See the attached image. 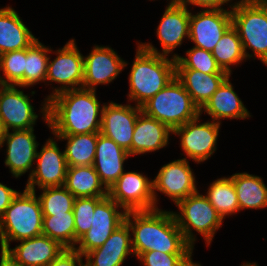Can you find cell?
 Here are the masks:
<instances>
[{
	"label": "cell",
	"mask_w": 267,
	"mask_h": 266,
	"mask_svg": "<svg viewBox=\"0 0 267 266\" xmlns=\"http://www.w3.org/2000/svg\"><path fill=\"white\" fill-rule=\"evenodd\" d=\"M172 133L167 125L141 112L135 123L131 156L152 153L166 147Z\"/></svg>",
	"instance_id": "cb8c5ba5"
},
{
	"label": "cell",
	"mask_w": 267,
	"mask_h": 266,
	"mask_svg": "<svg viewBox=\"0 0 267 266\" xmlns=\"http://www.w3.org/2000/svg\"><path fill=\"white\" fill-rule=\"evenodd\" d=\"M4 130H3V127L0 123V149H1V146H2V140H3V136H4Z\"/></svg>",
	"instance_id": "ee69618b"
},
{
	"label": "cell",
	"mask_w": 267,
	"mask_h": 266,
	"mask_svg": "<svg viewBox=\"0 0 267 266\" xmlns=\"http://www.w3.org/2000/svg\"><path fill=\"white\" fill-rule=\"evenodd\" d=\"M227 73L206 74L193 69H176V78L183 84L194 104L201 109L212 97Z\"/></svg>",
	"instance_id": "484cf974"
},
{
	"label": "cell",
	"mask_w": 267,
	"mask_h": 266,
	"mask_svg": "<svg viewBox=\"0 0 267 266\" xmlns=\"http://www.w3.org/2000/svg\"><path fill=\"white\" fill-rule=\"evenodd\" d=\"M203 112L208 114L211 120L218 123H221L222 119H246L252 116L234 91L230 75L200 109V115Z\"/></svg>",
	"instance_id": "603a6c76"
},
{
	"label": "cell",
	"mask_w": 267,
	"mask_h": 266,
	"mask_svg": "<svg viewBox=\"0 0 267 266\" xmlns=\"http://www.w3.org/2000/svg\"><path fill=\"white\" fill-rule=\"evenodd\" d=\"M103 197L76 198L73 207L75 219V247L78 239L92 227V219L96 204Z\"/></svg>",
	"instance_id": "8d00e7d4"
},
{
	"label": "cell",
	"mask_w": 267,
	"mask_h": 266,
	"mask_svg": "<svg viewBox=\"0 0 267 266\" xmlns=\"http://www.w3.org/2000/svg\"><path fill=\"white\" fill-rule=\"evenodd\" d=\"M232 0H184L181 4L188 8L189 5L202 7L206 9H225L223 5L230 3Z\"/></svg>",
	"instance_id": "ab89813d"
},
{
	"label": "cell",
	"mask_w": 267,
	"mask_h": 266,
	"mask_svg": "<svg viewBox=\"0 0 267 266\" xmlns=\"http://www.w3.org/2000/svg\"><path fill=\"white\" fill-rule=\"evenodd\" d=\"M43 212L36 192H18L0 217V249L6 251L10 242L42 235Z\"/></svg>",
	"instance_id": "277c9868"
},
{
	"label": "cell",
	"mask_w": 267,
	"mask_h": 266,
	"mask_svg": "<svg viewBox=\"0 0 267 266\" xmlns=\"http://www.w3.org/2000/svg\"><path fill=\"white\" fill-rule=\"evenodd\" d=\"M51 52V47H46L38 39L25 49L24 88L45 82Z\"/></svg>",
	"instance_id": "1f68e13d"
},
{
	"label": "cell",
	"mask_w": 267,
	"mask_h": 266,
	"mask_svg": "<svg viewBox=\"0 0 267 266\" xmlns=\"http://www.w3.org/2000/svg\"><path fill=\"white\" fill-rule=\"evenodd\" d=\"M4 143L7 147L4 163L6 167H9L12 176L18 178L30 170V177L39 146L34 128L4 132L1 148L4 147Z\"/></svg>",
	"instance_id": "d6986e66"
},
{
	"label": "cell",
	"mask_w": 267,
	"mask_h": 266,
	"mask_svg": "<svg viewBox=\"0 0 267 266\" xmlns=\"http://www.w3.org/2000/svg\"><path fill=\"white\" fill-rule=\"evenodd\" d=\"M152 182L155 209H159L156 191L165 194L175 204L199 191L194 172L185 158L163 165Z\"/></svg>",
	"instance_id": "7c38bea8"
},
{
	"label": "cell",
	"mask_w": 267,
	"mask_h": 266,
	"mask_svg": "<svg viewBox=\"0 0 267 266\" xmlns=\"http://www.w3.org/2000/svg\"><path fill=\"white\" fill-rule=\"evenodd\" d=\"M56 142L53 137L49 138L42 145L40 152L37 150L35 159L37 164L28 177L26 189L35 192V186L42 189L65 184L68 165L64 151L59 149Z\"/></svg>",
	"instance_id": "4fadbf2b"
},
{
	"label": "cell",
	"mask_w": 267,
	"mask_h": 266,
	"mask_svg": "<svg viewBox=\"0 0 267 266\" xmlns=\"http://www.w3.org/2000/svg\"><path fill=\"white\" fill-rule=\"evenodd\" d=\"M42 103V118L53 135L100 133L104 103L98 101L96 90H65Z\"/></svg>",
	"instance_id": "6da1fadb"
},
{
	"label": "cell",
	"mask_w": 267,
	"mask_h": 266,
	"mask_svg": "<svg viewBox=\"0 0 267 266\" xmlns=\"http://www.w3.org/2000/svg\"><path fill=\"white\" fill-rule=\"evenodd\" d=\"M240 266H258L257 265V263L255 262H253V263H249V262H246V263H243L242 265H240Z\"/></svg>",
	"instance_id": "f6af8a7d"
},
{
	"label": "cell",
	"mask_w": 267,
	"mask_h": 266,
	"mask_svg": "<svg viewBox=\"0 0 267 266\" xmlns=\"http://www.w3.org/2000/svg\"><path fill=\"white\" fill-rule=\"evenodd\" d=\"M218 66L228 75H232L231 65H239L247 58L237 30L231 26L216 43L212 51Z\"/></svg>",
	"instance_id": "f546056e"
},
{
	"label": "cell",
	"mask_w": 267,
	"mask_h": 266,
	"mask_svg": "<svg viewBox=\"0 0 267 266\" xmlns=\"http://www.w3.org/2000/svg\"><path fill=\"white\" fill-rule=\"evenodd\" d=\"M141 107L116 102L104 103L100 133L114 140L131 155L132 137Z\"/></svg>",
	"instance_id": "e0dca14e"
},
{
	"label": "cell",
	"mask_w": 267,
	"mask_h": 266,
	"mask_svg": "<svg viewBox=\"0 0 267 266\" xmlns=\"http://www.w3.org/2000/svg\"><path fill=\"white\" fill-rule=\"evenodd\" d=\"M119 56L112 47L95 45L84 57L82 88L96 90L99 84L113 82L128 64Z\"/></svg>",
	"instance_id": "ac0fdd59"
},
{
	"label": "cell",
	"mask_w": 267,
	"mask_h": 266,
	"mask_svg": "<svg viewBox=\"0 0 267 266\" xmlns=\"http://www.w3.org/2000/svg\"><path fill=\"white\" fill-rule=\"evenodd\" d=\"M108 196L126 212L155 209L153 182L140 172L124 171L109 188Z\"/></svg>",
	"instance_id": "30bf717a"
},
{
	"label": "cell",
	"mask_w": 267,
	"mask_h": 266,
	"mask_svg": "<svg viewBox=\"0 0 267 266\" xmlns=\"http://www.w3.org/2000/svg\"><path fill=\"white\" fill-rule=\"evenodd\" d=\"M267 7V0H260Z\"/></svg>",
	"instance_id": "7dc6e473"
},
{
	"label": "cell",
	"mask_w": 267,
	"mask_h": 266,
	"mask_svg": "<svg viewBox=\"0 0 267 266\" xmlns=\"http://www.w3.org/2000/svg\"><path fill=\"white\" fill-rule=\"evenodd\" d=\"M151 1V0H150ZM153 1V0H152ZM168 1V0H167ZM184 0H171L169 3L181 4Z\"/></svg>",
	"instance_id": "bcb514c9"
},
{
	"label": "cell",
	"mask_w": 267,
	"mask_h": 266,
	"mask_svg": "<svg viewBox=\"0 0 267 266\" xmlns=\"http://www.w3.org/2000/svg\"><path fill=\"white\" fill-rule=\"evenodd\" d=\"M65 249L58 241L42 234L21 240L5 252L21 266H47Z\"/></svg>",
	"instance_id": "7402d4cb"
},
{
	"label": "cell",
	"mask_w": 267,
	"mask_h": 266,
	"mask_svg": "<svg viewBox=\"0 0 267 266\" xmlns=\"http://www.w3.org/2000/svg\"><path fill=\"white\" fill-rule=\"evenodd\" d=\"M187 255L148 251L142 253L137 259L143 263V266H178Z\"/></svg>",
	"instance_id": "74e56055"
},
{
	"label": "cell",
	"mask_w": 267,
	"mask_h": 266,
	"mask_svg": "<svg viewBox=\"0 0 267 266\" xmlns=\"http://www.w3.org/2000/svg\"><path fill=\"white\" fill-rule=\"evenodd\" d=\"M142 112L167 125L172 131L200 115V109L176 76L141 106Z\"/></svg>",
	"instance_id": "8992f818"
},
{
	"label": "cell",
	"mask_w": 267,
	"mask_h": 266,
	"mask_svg": "<svg viewBox=\"0 0 267 266\" xmlns=\"http://www.w3.org/2000/svg\"><path fill=\"white\" fill-rule=\"evenodd\" d=\"M229 177L233 181L240 211L267 207V186L260 176L243 172Z\"/></svg>",
	"instance_id": "83f0119b"
},
{
	"label": "cell",
	"mask_w": 267,
	"mask_h": 266,
	"mask_svg": "<svg viewBox=\"0 0 267 266\" xmlns=\"http://www.w3.org/2000/svg\"><path fill=\"white\" fill-rule=\"evenodd\" d=\"M185 55L187 57L179 56V54L175 53L172 55L176 59V69H193L206 74L226 73L218 66L210 51L193 46V48L186 51Z\"/></svg>",
	"instance_id": "e575fe53"
},
{
	"label": "cell",
	"mask_w": 267,
	"mask_h": 266,
	"mask_svg": "<svg viewBox=\"0 0 267 266\" xmlns=\"http://www.w3.org/2000/svg\"><path fill=\"white\" fill-rule=\"evenodd\" d=\"M54 54L57 56L51 62V55L48 58L45 82H55L61 86L52 88L54 90L46 97L47 100L62 91L82 88L84 80V56L79 51L75 39L66 42Z\"/></svg>",
	"instance_id": "ba28073f"
},
{
	"label": "cell",
	"mask_w": 267,
	"mask_h": 266,
	"mask_svg": "<svg viewBox=\"0 0 267 266\" xmlns=\"http://www.w3.org/2000/svg\"><path fill=\"white\" fill-rule=\"evenodd\" d=\"M37 39L15 9L0 8V55L26 49Z\"/></svg>",
	"instance_id": "d4e9b609"
},
{
	"label": "cell",
	"mask_w": 267,
	"mask_h": 266,
	"mask_svg": "<svg viewBox=\"0 0 267 266\" xmlns=\"http://www.w3.org/2000/svg\"><path fill=\"white\" fill-rule=\"evenodd\" d=\"M83 257L74 248H66L47 266H84Z\"/></svg>",
	"instance_id": "f35d334b"
},
{
	"label": "cell",
	"mask_w": 267,
	"mask_h": 266,
	"mask_svg": "<svg viewBox=\"0 0 267 266\" xmlns=\"http://www.w3.org/2000/svg\"><path fill=\"white\" fill-rule=\"evenodd\" d=\"M131 237V230L124 222L101 247L84 255V266H122L129 255H134Z\"/></svg>",
	"instance_id": "ffe728a7"
},
{
	"label": "cell",
	"mask_w": 267,
	"mask_h": 266,
	"mask_svg": "<svg viewBox=\"0 0 267 266\" xmlns=\"http://www.w3.org/2000/svg\"><path fill=\"white\" fill-rule=\"evenodd\" d=\"M129 73L128 103L141 107L176 76V59L155 54L139 44Z\"/></svg>",
	"instance_id": "3957f363"
},
{
	"label": "cell",
	"mask_w": 267,
	"mask_h": 266,
	"mask_svg": "<svg viewBox=\"0 0 267 266\" xmlns=\"http://www.w3.org/2000/svg\"><path fill=\"white\" fill-rule=\"evenodd\" d=\"M58 141L66 140L64 150L68 167L93 165L98 133L54 135Z\"/></svg>",
	"instance_id": "f1b7e54d"
},
{
	"label": "cell",
	"mask_w": 267,
	"mask_h": 266,
	"mask_svg": "<svg viewBox=\"0 0 267 266\" xmlns=\"http://www.w3.org/2000/svg\"><path fill=\"white\" fill-rule=\"evenodd\" d=\"M130 156L114 140L98 133L93 167L107 190L123 174V164Z\"/></svg>",
	"instance_id": "44dd1931"
},
{
	"label": "cell",
	"mask_w": 267,
	"mask_h": 266,
	"mask_svg": "<svg viewBox=\"0 0 267 266\" xmlns=\"http://www.w3.org/2000/svg\"><path fill=\"white\" fill-rule=\"evenodd\" d=\"M64 186L75 198L108 195L93 165L68 167Z\"/></svg>",
	"instance_id": "4316f807"
},
{
	"label": "cell",
	"mask_w": 267,
	"mask_h": 266,
	"mask_svg": "<svg viewBox=\"0 0 267 266\" xmlns=\"http://www.w3.org/2000/svg\"><path fill=\"white\" fill-rule=\"evenodd\" d=\"M119 209H122L119 211ZM126 211L108 195L97 204L92 219V227L81 236L74 249L82 256L101 247L110 235L125 222ZM78 246V247H77Z\"/></svg>",
	"instance_id": "8fae6325"
},
{
	"label": "cell",
	"mask_w": 267,
	"mask_h": 266,
	"mask_svg": "<svg viewBox=\"0 0 267 266\" xmlns=\"http://www.w3.org/2000/svg\"><path fill=\"white\" fill-rule=\"evenodd\" d=\"M25 49L0 55V85L24 88ZM3 76V77H2Z\"/></svg>",
	"instance_id": "d590c367"
},
{
	"label": "cell",
	"mask_w": 267,
	"mask_h": 266,
	"mask_svg": "<svg viewBox=\"0 0 267 266\" xmlns=\"http://www.w3.org/2000/svg\"><path fill=\"white\" fill-rule=\"evenodd\" d=\"M125 222L131 230L135 257L148 251L189 254L193 247L184 239L172 211H128Z\"/></svg>",
	"instance_id": "7a4b0ae2"
},
{
	"label": "cell",
	"mask_w": 267,
	"mask_h": 266,
	"mask_svg": "<svg viewBox=\"0 0 267 266\" xmlns=\"http://www.w3.org/2000/svg\"><path fill=\"white\" fill-rule=\"evenodd\" d=\"M0 266H21L12 257H10L5 251H0Z\"/></svg>",
	"instance_id": "b9f144b4"
},
{
	"label": "cell",
	"mask_w": 267,
	"mask_h": 266,
	"mask_svg": "<svg viewBox=\"0 0 267 266\" xmlns=\"http://www.w3.org/2000/svg\"><path fill=\"white\" fill-rule=\"evenodd\" d=\"M208 187L205 196L223 219L240 211L237 194L230 177L216 179Z\"/></svg>",
	"instance_id": "4dcf8cb0"
},
{
	"label": "cell",
	"mask_w": 267,
	"mask_h": 266,
	"mask_svg": "<svg viewBox=\"0 0 267 266\" xmlns=\"http://www.w3.org/2000/svg\"><path fill=\"white\" fill-rule=\"evenodd\" d=\"M200 116L173 130V134L180 137L183 153L195 163L208 160L216 151L217 139L221 123L213 120L199 122Z\"/></svg>",
	"instance_id": "9c48e42d"
},
{
	"label": "cell",
	"mask_w": 267,
	"mask_h": 266,
	"mask_svg": "<svg viewBox=\"0 0 267 266\" xmlns=\"http://www.w3.org/2000/svg\"><path fill=\"white\" fill-rule=\"evenodd\" d=\"M18 192L0 182V217L4 214L6 208L11 204Z\"/></svg>",
	"instance_id": "60d3db41"
},
{
	"label": "cell",
	"mask_w": 267,
	"mask_h": 266,
	"mask_svg": "<svg viewBox=\"0 0 267 266\" xmlns=\"http://www.w3.org/2000/svg\"><path fill=\"white\" fill-rule=\"evenodd\" d=\"M179 212H173L184 239L194 248L196 236L192 230L202 235L207 246L213 241L216 231L221 228L223 218L208 198L198 191L179 201Z\"/></svg>",
	"instance_id": "52a82bcc"
},
{
	"label": "cell",
	"mask_w": 267,
	"mask_h": 266,
	"mask_svg": "<svg viewBox=\"0 0 267 266\" xmlns=\"http://www.w3.org/2000/svg\"><path fill=\"white\" fill-rule=\"evenodd\" d=\"M226 9L201 8L200 12H190L189 40L194 47L212 52L216 43L223 34L232 26L231 6Z\"/></svg>",
	"instance_id": "9a60e30c"
},
{
	"label": "cell",
	"mask_w": 267,
	"mask_h": 266,
	"mask_svg": "<svg viewBox=\"0 0 267 266\" xmlns=\"http://www.w3.org/2000/svg\"><path fill=\"white\" fill-rule=\"evenodd\" d=\"M192 253L193 251H191L178 266H202L196 262H193Z\"/></svg>",
	"instance_id": "7bdbcfd3"
},
{
	"label": "cell",
	"mask_w": 267,
	"mask_h": 266,
	"mask_svg": "<svg viewBox=\"0 0 267 266\" xmlns=\"http://www.w3.org/2000/svg\"><path fill=\"white\" fill-rule=\"evenodd\" d=\"M190 10L176 3H168L161 21L157 26L156 34L162 46V52L158 51L151 43H137L146 51L171 56L173 50L181 46L183 39H189Z\"/></svg>",
	"instance_id": "5bb4252c"
},
{
	"label": "cell",
	"mask_w": 267,
	"mask_h": 266,
	"mask_svg": "<svg viewBox=\"0 0 267 266\" xmlns=\"http://www.w3.org/2000/svg\"><path fill=\"white\" fill-rule=\"evenodd\" d=\"M38 199L41 204L43 216L73 212L75 197L63 186L46 187L40 189Z\"/></svg>",
	"instance_id": "836d02e7"
},
{
	"label": "cell",
	"mask_w": 267,
	"mask_h": 266,
	"mask_svg": "<svg viewBox=\"0 0 267 266\" xmlns=\"http://www.w3.org/2000/svg\"><path fill=\"white\" fill-rule=\"evenodd\" d=\"M231 16L246 58L256 56L267 66V7L260 0H240L231 6Z\"/></svg>",
	"instance_id": "5b68a950"
},
{
	"label": "cell",
	"mask_w": 267,
	"mask_h": 266,
	"mask_svg": "<svg viewBox=\"0 0 267 266\" xmlns=\"http://www.w3.org/2000/svg\"><path fill=\"white\" fill-rule=\"evenodd\" d=\"M42 234L58 241L65 248H74L75 219L73 212L43 216Z\"/></svg>",
	"instance_id": "d6a6232c"
},
{
	"label": "cell",
	"mask_w": 267,
	"mask_h": 266,
	"mask_svg": "<svg viewBox=\"0 0 267 266\" xmlns=\"http://www.w3.org/2000/svg\"><path fill=\"white\" fill-rule=\"evenodd\" d=\"M15 85H0V123L5 132L34 128L38 114L30 97Z\"/></svg>",
	"instance_id": "2e32d148"
}]
</instances>
